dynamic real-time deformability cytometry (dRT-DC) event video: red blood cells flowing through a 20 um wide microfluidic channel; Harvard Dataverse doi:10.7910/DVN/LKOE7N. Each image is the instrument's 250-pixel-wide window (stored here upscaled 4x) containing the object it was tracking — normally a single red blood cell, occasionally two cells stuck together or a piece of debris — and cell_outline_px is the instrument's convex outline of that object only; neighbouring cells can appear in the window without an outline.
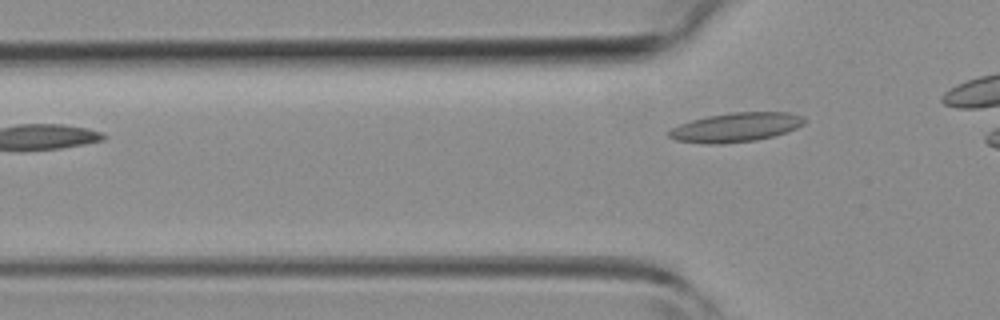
{"species": "common noctule bat (a hibernating species)", "species_latin": "Nyctalus noctula", "temperature_condition": "room temperature", "stored_images_in_passage": 3, "camera_frame_rate_fps": 3000, "um_per_image_px": 0.085, "animal": {"sex": "female", "body_mass_g": 19.3, "forearm_length_mm": 54.1}, "frame": {"image": 1, "passage_image": 3, "time_ms": 3.0, "image_size_px": [1000, 320], "cell_outline_px": [[804, 124], [788, 132], [756, 140], [720, 144], [712, 144], [676, 140], [668, 136], [668, 132], [672, 128], [680, 124], [692, 120], [708, 116], [732, 112], [788, 112], [804, 116]], "centroid_in_image_um": [62.58, 10.81], "position_along_channel_um": 63.2, "area_um2": 22.89}}